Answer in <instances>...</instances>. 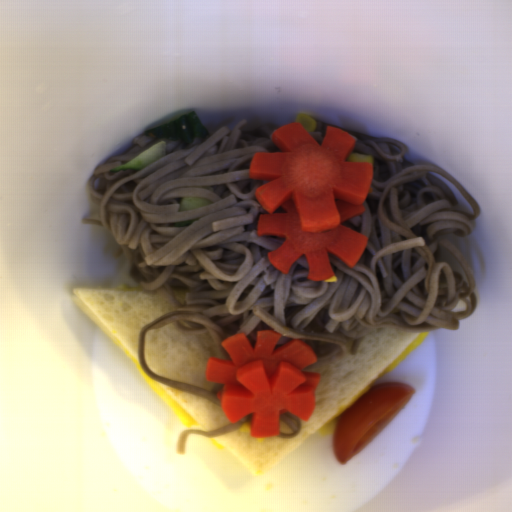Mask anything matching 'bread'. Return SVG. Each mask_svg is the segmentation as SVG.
<instances>
[{
	"label": "bread",
	"instance_id": "1",
	"mask_svg": "<svg viewBox=\"0 0 512 512\" xmlns=\"http://www.w3.org/2000/svg\"><path fill=\"white\" fill-rule=\"evenodd\" d=\"M421 333V332H420ZM393 328L374 329L360 341L355 354L316 369L315 407L307 420L300 418L295 437L252 436L239 430L213 436L248 471L262 474L312 436L375 380L420 334Z\"/></svg>",
	"mask_w": 512,
	"mask_h": 512
},
{
	"label": "bread",
	"instance_id": "2",
	"mask_svg": "<svg viewBox=\"0 0 512 512\" xmlns=\"http://www.w3.org/2000/svg\"><path fill=\"white\" fill-rule=\"evenodd\" d=\"M70 298L124 353L126 350L140 364L142 329L153 319L176 309L161 292L143 287H75Z\"/></svg>",
	"mask_w": 512,
	"mask_h": 512
},
{
	"label": "bread",
	"instance_id": "3",
	"mask_svg": "<svg viewBox=\"0 0 512 512\" xmlns=\"http://www.w3.org/2000/svg\"><path fill=\"white\" fill-rule=\"evenodd\" d=\"M209 358H220L208 335L189 334L172 322L144 334V363L150 373L211 390Z\"/></svg>",
	"mask_w": 512,
	"mask_h": 512
},
{
	"label": "bread",
	"instance_id": "4",
	"mask_svg": "<svg viewBox=\"0 0 512 512\" xmlns=\"http://www.w3.org/2000/svg\"><path fill=\"white\" fill-rule=\"evenodd\" d=\"M158 382V381H157ZM207 432L229 425L231 420L221 406L206 397L158 382Z\"/></svg>",
	"mask_w": 512,
	"mask_h": 512
},
{
	"label": "bread",
	"instance_id": "5",
	"mask_svg": "<svg viewBox=\"0 0 512 512\" xmlns=\"http://www.w3.org/2000/svg\"><path fill=\"white\" fill-rule=\"evenodd\" d=\"M279 432L292 434V430L289 425L283 422L281 418H279Z\"/></svg>",
	"mask_w": 512,
	"mask_h": 512
}]
</instances>
